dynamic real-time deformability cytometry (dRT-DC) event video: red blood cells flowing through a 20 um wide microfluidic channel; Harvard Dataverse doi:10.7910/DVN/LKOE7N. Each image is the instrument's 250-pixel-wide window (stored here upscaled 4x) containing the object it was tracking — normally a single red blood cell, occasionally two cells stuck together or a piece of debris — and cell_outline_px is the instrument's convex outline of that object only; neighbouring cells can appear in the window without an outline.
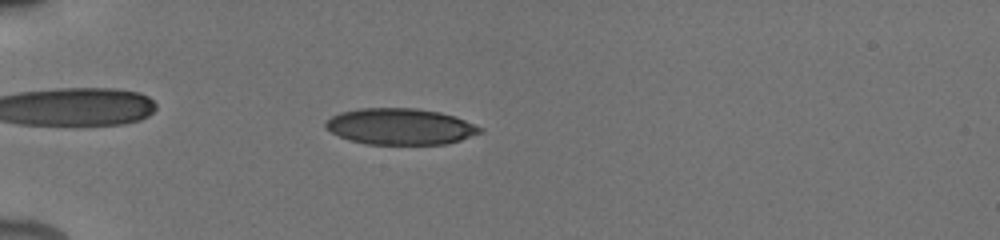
{"species": "human", "species_latin": "Homo sapiens", "temperature_condition": "cold", "stored_images_in_passage": 11, "camera_frame_rate_fps": 3000, "um_per_image_px": 0.085, "donor": {"sex": "male"}, "frame": {"image": 1, "passage_image": 4, "time_ms": 3.667, "image_size_px": [1000, 240], "cell_outline_px": [[484, 128], [480, 132], [460, 140], [444, 144], [368, 144], [352, 140], [340, 136], [324, 128], [324, 120], [340, 112], [360, 108], [416, 108], [440, 112], [464, 120]], "centroid_in_image_um": [33.98, 10.74], "position_along_channel_um": 51.0, "area_um2": 32.43}}
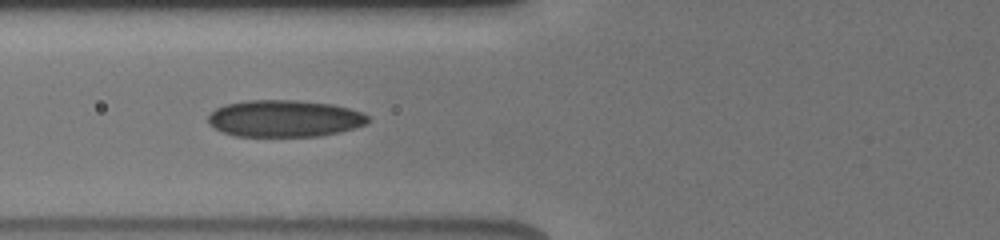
{"frame": {"image": 2, "passage_image": 7, "time_ms": 5.667, "image_size_px": [1000, 240], "cell_outline_px": [[372, 120], [368, 124], [340, 132], [320, 136], [236, 136], [224, 132], [208, 124], [208, 116], [216, 108], [224, 104], [248, 100], [296, 100], [332, 104], [364, 112]], "centroid_in_image_um": [24.22, 10.07], "position_along_channel_um": 101.6, "area_um2": 34.56}}